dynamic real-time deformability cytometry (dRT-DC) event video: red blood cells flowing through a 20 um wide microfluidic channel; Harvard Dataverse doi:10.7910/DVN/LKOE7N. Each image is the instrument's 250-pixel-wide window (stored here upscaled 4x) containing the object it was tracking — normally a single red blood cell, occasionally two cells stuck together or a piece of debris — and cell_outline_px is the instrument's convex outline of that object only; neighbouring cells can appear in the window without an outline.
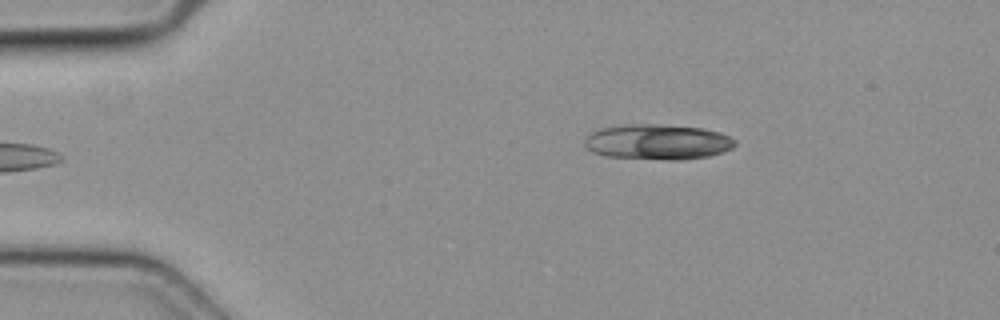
{"species": "common noctule bat (a hibernating species)", "species_latin": "Nyctalus noctula", "temperature_condition": "cold", "stored_images_in_passage": 3, "camera_frame_rate_fps": 3000, "um_per_image_px": 0.085, "animal": {"sex": "female", "body_mass_g": 19.3, "forearm_length_mm": 54.1}, "frame": {"image": 1, "passage_image": 3, "time_ms": 0.667, "image_size_px": [1000, 320], "cell_outline_px": [[736, 144], [732, 148], [724, 152], [708, 156], [680, 160], [664, 160], [604, 156], [592, 152], [584, 144], [584, 136], [600, 128], [624, 124], [656, 124], [704, 128], [720, 132], [736, 140]], "centroid_in_image_um": [55.88, 12.06], "position_along_channel_um": 29.1, "area_um2": 31.33}}